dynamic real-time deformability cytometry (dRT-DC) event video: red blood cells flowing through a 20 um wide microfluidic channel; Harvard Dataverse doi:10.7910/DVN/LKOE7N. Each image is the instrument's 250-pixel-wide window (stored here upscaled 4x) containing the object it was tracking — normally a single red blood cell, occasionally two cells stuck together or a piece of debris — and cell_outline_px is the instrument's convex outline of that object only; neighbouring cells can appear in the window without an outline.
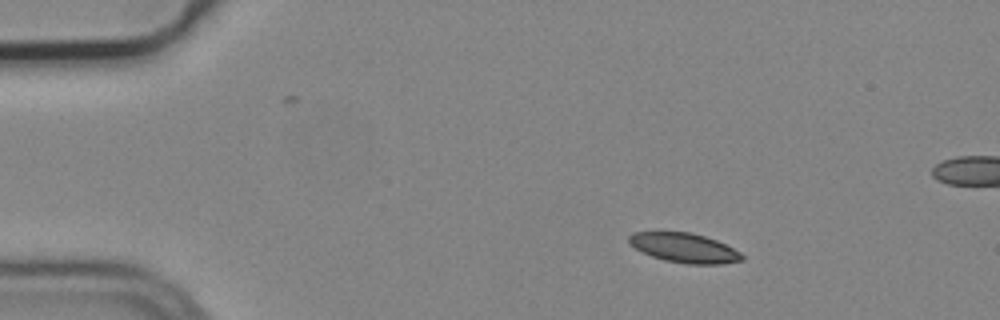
{"species": "common noctule bat (a hibernating species)", "species_latin": "Nyctalus noctula", "temperature_condition": "cold", "stored_images_in_passage": 5, "camera_frame_rate_fps": 3000, "um_per_image_px": 0.085, "animal": {"sex": "male", "body_mass_g": 19.2, "forearm_length_mm": 51.8}, "frame": {"image": 1, "passage_image": 2, "time_ms": 0.333, "image_size_px": [1000, 320], "cell_outline_px": [[744, 260], [724, 264], [688, 264], [664, 260], [652, 256], [628, 244], [628, 236], [632, 232], [692, 232], [716, 240], [740, 252], [744, 256]], "centroid_in_image_um": [58.17, 21.07], "position_along_channel_um": 26.8, "area_um2": 19.42}}